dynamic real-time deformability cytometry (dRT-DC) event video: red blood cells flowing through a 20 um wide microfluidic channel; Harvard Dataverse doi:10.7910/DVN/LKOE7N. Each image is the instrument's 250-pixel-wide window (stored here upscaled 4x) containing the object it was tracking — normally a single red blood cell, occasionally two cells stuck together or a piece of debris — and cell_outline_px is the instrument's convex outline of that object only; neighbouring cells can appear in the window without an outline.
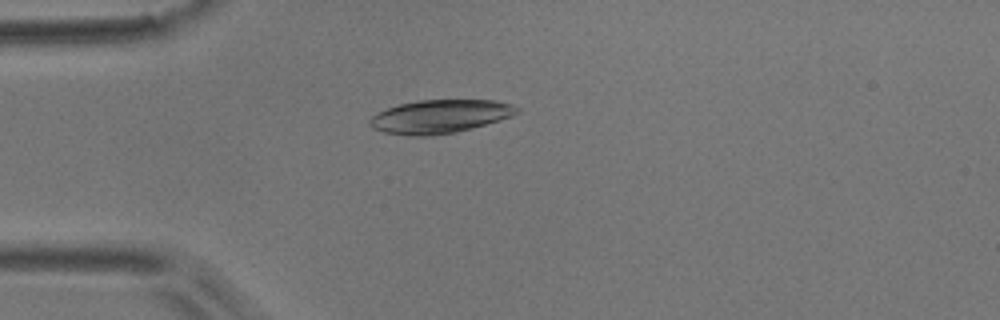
{"species": "common noctule bat (a hibernating species)", "species_latin": "Nyctalus noctula", "temperature_condition": "room temperature", "stored_images_in_passage": 53, "camera_frame_rate_fps": 3000, "um_per_image_px": 0.085, "animal": {"sex": "male", "body_mass_g": 17.9}, "frame": {"image": 1, "passage_image": 14, "time_ms": 4.333, "image_size_px": [1000, 320], "cell_outline_px": [[520, 112], [512, 116], [500, 120], [456, 132], [432, 136], [408, 136], [384, 132], [372, 128], [368, 120], [372, 116], [388, 108], [400, 104], [420, 100], [496, 100], [512, 104], [520, 108]], "centroid_in_image_um": [37.42, 9.9], "position_along_channel_um": 47.6, "area_um2": 28.67}}
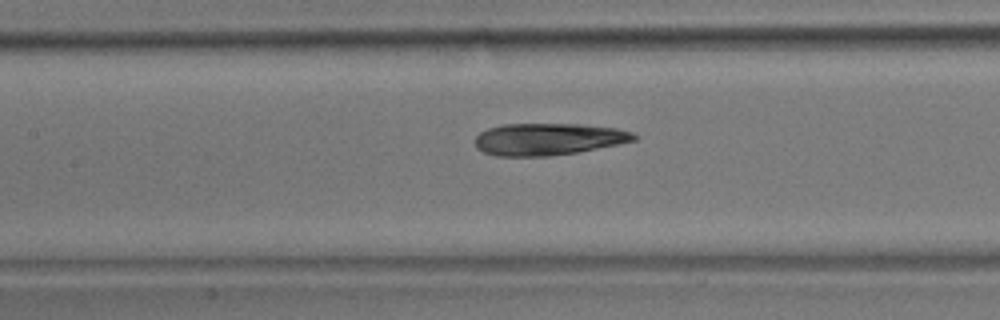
{"frame": {"image": 2, "passage_image": 24, "time_ms": 7.667, "image_size_px": [1000, 320], "cell_outline_px": [[640, 136], [636, 140], [576, 152], [548, 156], [496, 156], [484, 152], [476, 148], [476, 136], [480, 132], [488, 128], [504, 124], [580, 124], [616, 128], [632, 132]], "centroid_in_image_um": [46.59, 11.82], "position_along_channel_um": 160.8, "area_um2": 29.48}}
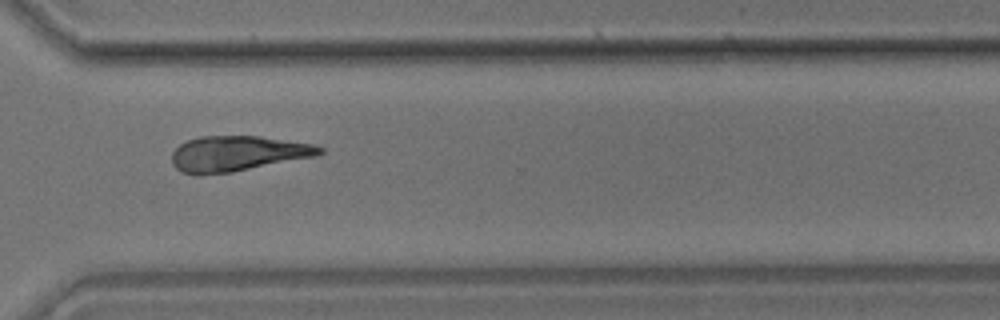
{"frame": {"image": 3, "passage_image": 39, "time_ms": 12.667, "image_size_px": [1000, 320], "cell_outline_px": [[324, 152], [320, 156], [232, 172], [200, 176], [180, 172], [172, 164], [172, 152], [180, 144], [188, 140], [200, 136], [256, 136], [312, 144], [324, 148]], "centroid_in_image_um": [20.19, 13.07], "position_along_channel_um": 350.4, "area_um2": 30.75}, "authors_computed_cell_mechanics": {"area_um2": 29.5936, "velocity_mm_per_s": 3.8001, "shape_relaxation_time_tau1_ms": 5.8497, "shape_relaxation_time_tau2_ms": 4.1137, "deformation_change_tau1": 0.1195, "deformation_change_tau2": 0.1306}}